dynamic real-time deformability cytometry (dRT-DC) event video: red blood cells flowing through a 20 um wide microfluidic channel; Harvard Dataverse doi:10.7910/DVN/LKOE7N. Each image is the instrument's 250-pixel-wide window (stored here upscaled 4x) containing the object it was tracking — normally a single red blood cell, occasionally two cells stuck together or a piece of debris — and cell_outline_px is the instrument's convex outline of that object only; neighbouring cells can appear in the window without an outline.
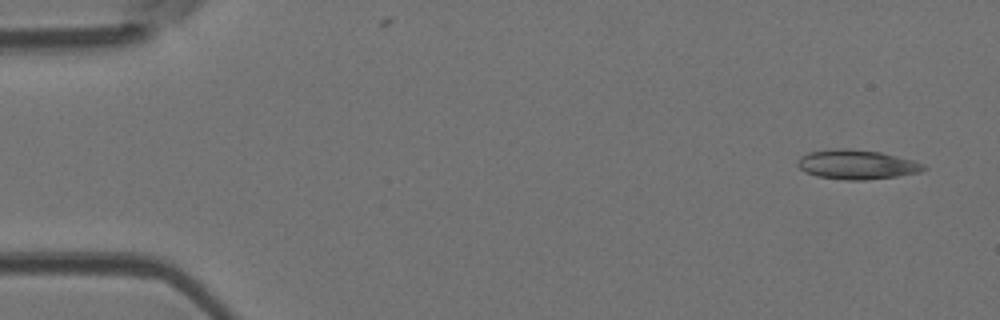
{"species": "Egyptian fruit bat (a non-hibernating species)", "species_latin": "Rousettus aegyptiacus", "temperature_condition": "room temperature", "stored_images_in_passage": 4, "camera_frame_rate_fps": 3000, "um_per_image_px": 0.085, "animal": {"sex": "female"}, "frame": {"image": 1, "passage_image": 1, "time_ms": 0.0, "image_size_px": [1000, 320], "cell_outline_px": [[928, 168], [920, 172], [896, 176], [864, 180], [844, 180], [816, 176], [804, 172], [796, 164], [800, 156], [808, 152], [836, 148], [848, 148], [880, 152], [912, 160], [924, 164]], "centroid_in_image_um": [72.79, 13.98], "position_along_channel_um": 12.2, "area_um2": 21.68}}
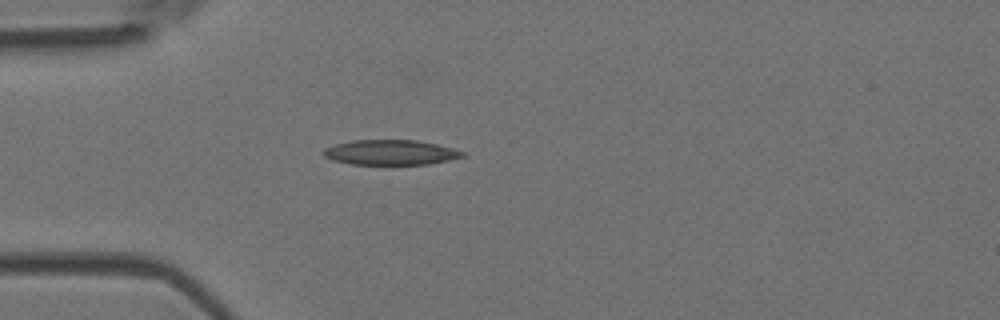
{"frame": {"image": 2, "passage_image": 4, "time_ms": 1.0, "image_size_px": [1000, 320], "cell_outline_px": [[464, 156], [448, 160], [428, 164], [352, 164], [332, 160], [324, 156], [320, 152], [324, 148], [336, 144], [352, 140], [416, 140], [436, 144], [452, 148], [464, 152]], "centroid_in_image_um": [33.14, 12.95], "position_along_channel_um": 51.9, "area_um2": 20.17}}